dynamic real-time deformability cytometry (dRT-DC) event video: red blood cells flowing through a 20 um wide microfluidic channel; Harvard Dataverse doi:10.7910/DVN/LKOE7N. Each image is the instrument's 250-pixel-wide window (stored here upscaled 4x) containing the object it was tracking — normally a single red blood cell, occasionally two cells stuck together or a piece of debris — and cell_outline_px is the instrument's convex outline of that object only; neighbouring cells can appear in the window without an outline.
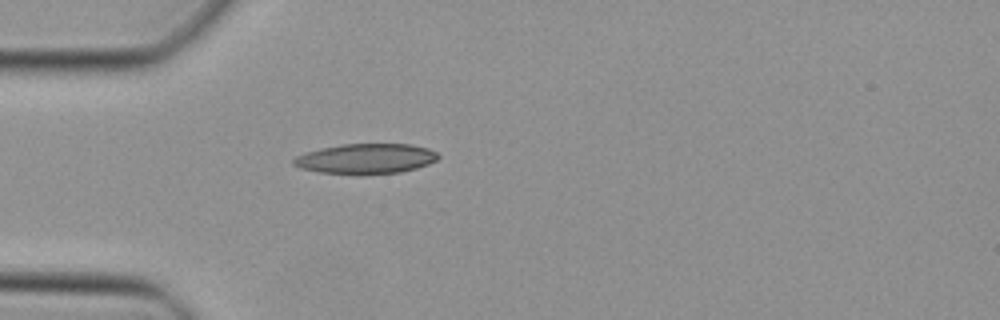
{"species": "Egyptian fruit bat (a non-hibernating species)", "species_latin": "Rousettus aegyptiacus", "temperature_condition": "cold", "stored_images_in_passage": 35, "camera_frame_rate_fps": 3000, "um_per_image_px": 0.085, "animal": {"sex": "female"}, "frame": {"image": 1, "passage_image": 1, "time_ms": 0.0, "image_size_px": [1000, 320], "cell_outline_px": [[440, 156], [436, 160], [428, 164], [416, 168], [400, 172], [360, 176], [320, 172], [300, 168], [292, 164], [292, 160], [296, 156], [320, 148], [340, 144], [412, 144], [428, 148], [436, 152]], "centroid_in_image_um": [31.09, 13.51], "position_along_channel_um": 53.9, "area_um2": 25.78}}
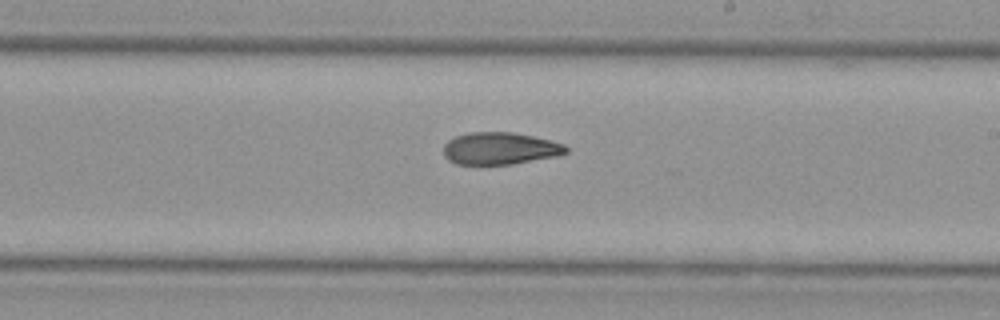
{"frame": {"image": 2, "passage_image": 15, "time_ms": 4.667, "image_size_px": [1000, 320], "cell_outline_px": [[568, 152], [556, 156], [512, 164], [456, 164], [448, 160], [444, 156], [444, 144], [448, 140], [456, 136], [468, 132], [512, 132], [532, 136], [564, 144], [568, 148]], "centroid_in_image_um": [42.47, 12.61], "position_along_channel_um": 246.5, "area_um2": 22.89}}
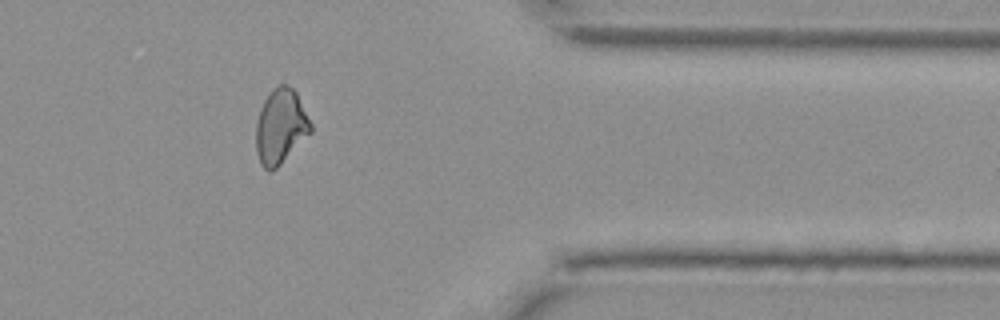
{"frame": {"image": 3, "passage_image": 26, "time_ms": 8.333, "image_size_px": [1000, 320], "cell_outline_px": [[312, 132], [276, 168], [268, 172], [260, 164], [256, 152], [256, 124], [260, 108], [268, 92], [276, 84], [284, 84], [292, 88], [296, 92], [312, 124]], "centroid_in_image_um": [23.84, 10.74], "position_along_channel_um": 387.6, "area_um2": 23.99}}